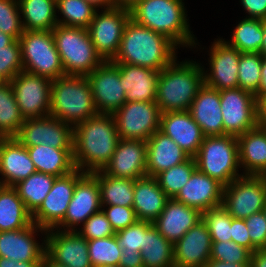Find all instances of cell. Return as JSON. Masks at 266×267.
Instances as JSON below:
<instances>
[{
    "mask_svg": "<svg viewBox=\"0 0 266 267\" xmlns=\"http://www.w3.org/2000/svg\"><path fill=\"white\" fill-rule=\"evenodd\" d=\"M119 140L112 114H98L77 123L73 127V160L76 169L84 173L103 170Z\"/></svg>",
    "mask_w": 266,
    "mask_h": 267,
    "instance_id": "cell-1",
    "label": "cell"
},
{
    "mask_svg": "<svg viewBox=\"0 0 266 267\" xmlns=\"http://www.w3.org/2000/svg\"><path fill=\"white\" fill-rule=\"evenodd\" d=\"M177 46L166 36L137 24L127 22L119 50L112 62L127 63L161 71L177 56Z\"/></svg>",
    "mask_w": 266,
    "mask_h": 267,
    "instance_id": "cell-2",
    "label": "cell"
},
{
    "mask_svg": "<svg viewBox=\"0 0 266 267\" xmlns=\"http://www.w3.org/2000/svg\"><path fill=\"white\" fill-rule=\"evenodd\" d=\"M175 58L159 73L156 104L160 112L189 111L199 89L204 85V67L195 61Z\"/></svg>",
    "mask_w": 266,
    "mask_h": 267,
    "instance_id": "cell-3",
    "label": "cell"
},
{
    "mask_svg": "<svg viewBox=\"0 0 266 267\" xmlns=\"http://www.w3.org/2000/svg\"><path fill=\"white\" fill-rule=\"evenodd\" d=\"M182 0H140L130 9L137 24L160 33L176 46H195ZM180 45V46H179Z\"/></svg>",
    "mask_w": 266,
    "mask_h": 267,
    "instance_id": "cell-4",
    "label": "cell"
},
{
    "mask_svg": "<svg viewBox=\"0 0 266 267\" xmlns=\"http://www.w3.org/2000/svg\"><path fill=\"white\" fill-rule=\"evenodd\" d=\"M98 114L86 76L65 75L52 80L50 116L74 127Z\"/></svg>",
    "mask_w": 266,
    "mask_h": 267,
    "instance_id": "cell-5",
    "label": "cell"
},
{
    "mask_svg": "<svg viewBox=\"0 0 266 267\" xmlns=\"http://www.w3.org/2000/svg\"><path fill=\"white\" fill-rule=\"evenodd\" d=\"M52 34L66 75L87 76L103 62L87 28L57 24Z\"/></svg>",
    "mask_w": 266,
    "mask_h": 267,
    "instance_id": "cell-6",
    "label": "cell"
},
{
    "mask_svg": "<svg viewBox=\"0 0 266 267\" xmlns=\"http://www.w3.org/2000/svg\"><path fill=\"white\" fill-rule=\"evenodd\" d=\"M197 169L223 186L239 175L238 140L233 135L205 136L194 157Z\"/></svg>",
    "mask_w": 266,
    "mask_h": 267,
    "instance_id": "cell-7",
    "label": "cell"
},
{
    "mask_svg": "<svg viewBox=\"0 0 266 267\" xmlns=\"http://www.w3.org/2000/svg\"><path fill=\"white\" fill-rule=\"evenodd\" d=\"M19 41L24 71L50 80L66 75L52 31L24 30Z\"/></svg>",
    "mask_w": 266,
    "mask_h": 267,
    "instance_id": "cell-8",
    "label": "cell"
},
{
    "mask_svg": "<svg viewBox=\"0 0 266 267\" xmlns=\"http://www.w3.org/2000/svg\"><path fill=\"white\" fill-rule=\"evenodd\" d=\"M266 205V176L243 175L223 188L222 207L232 218L246 219Z\"/></svg>",
    "mask_w": 266,
    "mask_h": 267,
    "instance_id": "cell-9",
    "label": "cell"
},
{
    "mask_svg": "<svg viewBox=\"0 0 266 267\" xmlns=\"http://www.w3.org/2000/svg\"><path fill=\"white\" fill-rule=\"evenodd\" d=\"M120 139L147 141L160 129V108L156 102H125L113 114Z\"/></svg>",
    "mask_w": 266,
    "mask_h": 267,
    "instance_id": "cell-10",
    "label": "cell"
},
{
    "mask_svg": "<svg viewBox=\"0 0 266 267\" xmlns=\"http://www.w3.org/2000/svg\"><path fill=\"white\" fill-rule=\"evenodd\" d=\"M224 135L239 136L258 125L257 98L241 88L220 91Z\"/></svg>",
    "mask_w": 266,
    "mask_h": 267,
    "instance_id": "cell-11",
    "label": "cell"
},
{
    "mask_svg": "<svg viewBox=\"0 0 266 267\" xmlns=\"http://www.w3.org/2000/svg\"><path fill=\"white\" fill-rule=\"evenodd\" d=\"M101 11L102 13L96 11L87 29L97 54L103 61H112L119 50L123 31L131 14L129 9L119 7Z\"/></svg>",
    "mask_w": 266,
    "mask_h": 267,
    "instance_id": "cell-12",
    "label": "cell"
},
{
    "mask_svg": "<svg viewBox=\"0 0 266 267\" xmlns=\"http://www.w3.org/2000/svg\"><path fill=\"white\" fill-rule=\"evenodd\" d=\"M10 83L24 119L50 115L52 80L22 70Z\"/></svg>",
    "mask_w": 266,
    "mask_h": 267,
    "instance_id": "cell-13",
    "label": "cell"
},
{
    "mask_svg": "<svg viewBox=\"0 0 266 267\" xmlns=\"http://www.w3.org/2000/svg\"><path fill=\"white\" fill-rule=\"evenodd\" d=\"M14 138L25 147L49 145L57 149H73V126L50 115L28 118Z\"/></svg>",
    "mask_w": 266,
    "mask_h": 267,
    "instance_id": "cell-14",
    "label": "cell"
},
{
    "mask_svg": "<svg viewBox=\"0 0 266 267\" xmlns=\"http://www.w3.org/2000/svg\"><path fill=\"white\" fill-rule=\"evenodd\" d=\"M86 77L99 114H113L126 102L123 77L114 62L103 61Z\"/></svg>",
    "mask_w": 266,
    "mask_h": 267,
    "instance_id": "cell-15",
    "label": "cell"
},
{
    "mask_svg": "<svg viewBox=\"0 0 266 267\" xmlns=\"http://www.w3.org/2000/svg\"><path fill=\"white\" fill-rule=\"evenodd\" d=\"M83 174V171L75 169L65 176L56 177L50 192L32 214L33 223L46 231L56 228L63 221L77 180Z\"/></svg>",
    "mask_w": 266,
    "mask_h": 267,
    "instance_id": "cell-16",
    "label": "cell"
},
{
    "mask_svg": "<svg viewBox=\"0 0 266 267\" xmlns=\"http://www.w3.org/2000/svg\"><path fill=\"white\" fill-rule=\"evenodd\" d=\"M101 209L98 180L92 173H84L77 180L63 221L55 229L66 227L64 231H77L76 225L83 224Z\"/></svg>",
    "mask_w": 266,
    "mask_h": 267,
    "instance_id": "cell-17",
    "label": "cell"
},
{
    "mask_svg": "<svg viewBox=\"0 0 266 267\" xmlns=\"http://www.w3.org/2000/svg\"><path fill=\"white\" fill-rule=\"evenodd\" d=\"M61 229H55L56 232L54 229L47 231L43 241L46 244V254L66 267H93L89 259L87 240L76 230Z\"/></svg>",
    "mask_w": 266,
    "mask_h": 267,
    "instance_id": "cell-18",
    "label": "cell"
},
{
    "mask_svg": "<svg viewBox=\"0 0 266 267\" xmlns=\"http://www.w3.org/2000/svg\"><path fill=\"white\" fill-rule=\"evenodd\" d=\"M102 171L109 176L131 180L147 176L146 141L120 139Z\"/></svg>",
    "mask_w": 266,
    "mask_h": 267,
    "instance_id": "cell-19",
    "label": "cell"
},
{
    "mask_svg": "<svg viewBox=\"0 0 266 267\" xmlns=\"http://www.w3.org/2000/svg\"><path fill=\"white\" fill-rule=\"evenodd\" d=\"M210 73L204 72V84L216 90L238 88V65L241 52L217 39L210 48Z\"/></svg>",
    "mask_w": 266,
    "mask_h": 267,
    "instance_id": "cell-20",
    "label": "cell"
},
{
    "mask_svg": "<svg viewBox=\"0 0 266 267\" xmlns=\"http://www.w3.org/2000/svg\"><path fill=\"white\" fill-rule=\"evenodd\" d=\"M212 241L201 219L174 245V267H204L210 261Z\"/></svg>",
    "mask_w": 266,
    "mask_h": 267,
    "instance_id": "cell-21",
    "label": "cell"
},
{
    "mask_svg": "<svg viewBox=\"0 0 266 267\" xmlns=\"http://www.w3.org/2000/svg\"><path fill=\"white\" fill-rule=\"evenodd\" d=\"M39 231L47 233L35 223L24 229L0 232V257L20 262H41L46 254V244L36 242L34 234Z\"/></svg>",
    "mask_w": 266,
    "mask_h": 267,
    "instance_id": "cell-22",
    "label": "cell"
},
{
    "mask_svg": "<svg viewBox=\"0 0 266 267\" xmlns=\"http://www.w3.org/2000/svg\"><path fill=\"white\" fill-rule=\"evenodd\" d=\"M224 186L196 169L175 199L204 213L222 205Z\"/></svg>",
    "mask_w": 266,
    "mask_h": 267,
    "instance_id": "cell-23",
    "label": "cell"
},
{
    "mask_svg": "<svg viewBox=\"0 0 266 267\" xmlns=\"http://www.w3.org/2000/svg\"><path fill=\"white\" fill-rule=\"evenodd\" d=\"M159 130L193 158L198 153L205 137L189 111L161 113Z\"/></svg>",
    "mask_w": 266,
    "mask_h": 267,
    "instance_id": "cell-24",
    "label": "cell"
},
{
    "mask_svg": "<svg viewBox=\"0 0 266 267\" xmlns=\"http://www.w3.org/2000/svg\"><path fill=\"white\" fill-rule=\"evenodd\" d=\"M37 172L27 147L15 138H0V174L3 186L13 187Z\"/></svg>",
    "mask_w": 266,
    "mask_h": 267,
    "instance_id": "cell-25",
    "label": "cell"
},
{
    "mask_svg": "<svg viewBox=\"0 0 266 267\" xmlns=\"http://www.w3.org/2000/svg\"><path fill=\"white\" fill-rule=\"evenodd\" d=\"M202 213L175 198H169L164 210L153 222V226L173 245L197 222Z\"/></svg>",
    "mask_w": 266,
    "mask_h": 267,
    "instance_id": "cell-26",
    "label": "cell"
},
{
    "mask_svg": "<svg viewBox=\"0 0 266 267\" xmlns=\"http://www.w3.org/2000/svg\"><path fill=\"white\" fill-rule=\"evenodd\" d=\"M220 107V91L204 84L189 108L192 118L200 126L204 136L224 135Z\"/></svg>",
    "mask_w": 266,
    "mask_h": 267,
    "instance_id": "cell-27",
    "label": "cell"
},
{
    "mask_svg": "<svg viewBox=\"0 0 266 267\" xmlns=\"http://www.w3.org/2000/svg\"><path fill=\"white\" fill-rule=\"evenodd\" d=\"M114 63L117 65L120 75L123 77L126 102H156L157 83L160 71L127 63Z\"/></svg>",
    "mask_w": 266,
    "mask_h": 267,
    "instance_id": "cell-28",
    "label": "cell"
},
{
    "mask_svg": "<svg viewBox=\"0 0 266 267\" xmlns=\"http://www.w3.org/2000/svg\"><path fill=\"white\" fill-rule=\"evenodd\" d=\"M146 143L147 176L156 177L161 172L190 158L175 141L160 130H157Z\"/></svg>",
    "mask_w": 266,
    "mask_h": 267,
    "instance_id": "cell-29",
    "label": "cell"
},
{
    "mask_svg": "<svg viewBox=\"0 0 266 267\" xmlns=\"http://www.w3.org/2000/svg\"><path fill=\"white\" fill-rule=\"evenodd\" d=\"M132 208L138 220L154 222L164 210L169 197L160 188L156 177L144 176L134 181Z\"/></svg>",
    "mask_w": 266,
    "mask_h": 267,
    "instance_id": "cell-30",
    "label": "cell"
},
{
    "mask_svg": "<svg viewBox=\"0 0 266 267\" xmlns=\"http://www.w3.org/2000/svg\"><path fill=\"white\" fill-rule=\"evenodd\" d=\"M239 165L245 169L243 175L266 176V134L257 125L237 136Z\"/></svg>",
    "mask_w": 266,
    "mask_h": 267,
    "instance_id": "cell-31",
    "label": "cell"
},
{
    "mask_svg": "<svg viewBox=\"0 0 266 267\" xmlns=\"http://www.w3.org/2000/svg\"><path fill=\"white\" fill-rule=\"evenodd\" d=\"M27 150L37 172L61 177L76 169L73 149H57L49 145H38L27 147Z\"/></svg>",
    "mask_w": 266,
    "mask_h": 267,
    "instance_id": "cell-32",
    "label": "cell"
},
{
    "mask_svg": "<svg viewBox=\"0 0 266 267\" xmlns=\"http://www.w3.org/2000/svg\"><path fill=\"white\" fill-rule=\"evenodd\" d=\"M33 224L32 214L13 187L0 188V232L24 229Z\"/></svg>",
    "mask_w": 266,
    "mask_h": 267,
    "instance_id": "cell-33",
    "label": "cell"
},
{
    "mask_svg": "<svg viewBox=\"0 0 266 267\" xmlns=\"http://www.w3.org/2000/svg\"><path fill=\"white\" fill-rule=\"evenodd\" d=\"M24 30L52 31L58 24L56 0H18Z\"/></svg>",
    "mask_w": 266,
    "mask_h": 267,
    "instance_id": "cell-34",
    "label": "cell"
},
{
    "mask_svg": "<svg viewBox=\"0 0 266 267\" xmlns=\"http://www.w3.org/2000/svg\"><path fill=\"white\" fill-rule=\"evenodd\" d=\"M92 174L98 180L102 208L104 205L133 206L135 180L109 176L102 170Z\"/></svg>",
    "mask_w": 266,
    "mask_h": 267,
    "instance_id": "cell-35",
    "label": "cell"
},
{
    "mask_svg": "<svg viewBox=\"0 0 266 267\" xmlns=\"http://www.w3.org/2000/svg\"><path fill=\"white\" fill-rule=\"evenodd\" d=\"M141 257L144 267H174L173 244L152 226L144 234Z\"/></svg>",
    "mask_w": 266,
    "mask_h": 267,
    "instance_id": "cell-36",
    "label": "cell"
},
{
    "mask_svg": "<svg viewBox=\"0 0 266 267\" xmlns=\"http://www.w3.org/2000/svg\"><path fill=\"white\" fill-rule=\"evenodd\" d=\"M55 178L53 175L35 172L13 186L31 214L40 207L53 187Z\"/></svg>",
    "mask_w": 266,
    "mask_h": 267,
    "instance_id": "cell-37",
    "label": "cell"
},
{
    "mask_svg": "<svg viewBox=\"0 0 266 267\" xmlns=\"http://www.w3.org/2000/svg\"><path fill=\"white\" fill-rule=\"evenodd\" d=\"M12 85L5 81L0 85V138H14L24 122Z\"/></svg>",
    "mask_w": 266,
    "mask_h": 267,
    "instance_id": "cell-38",
    "label": "cell"
},
{
    "mask_svg": "<svg viewBox=\"0 0 266 267\" xmlns=\"http://www.w3.org/2000/svg\"><path fill=\"white\" fill-rule=\"evenodd\" d=\"M232 40L225 41L241 53H260L262 45V19L249 16L238 23L232 33Z\"/></svg>",
    "mask_w": 266,
    "mask_h": 267,
    "instance_id": "cell-39",
    "label": "cell"
},
{
    "mask_svg": "<svg viewBox=\"0 0 266 267\" xmlns=\"http://www.w3.org/2000/svg\"><path fill=\"white\" fill-rule=\"evenodd\" d=\"M56 9L63 15L58 25L88 28L94 19L96 8L85 0H56Z\"/></svg>",
    "mask_w": 266,
    "mask_h": 267,
    "instance_id": "cell-40",
    "label": "cell"
},
{
    "mask_svg": "<svg viewBox=\"0 0 266 267\" xmlns=\"http://www.w3.org/2000/svg\"><path fill=\"white\" fill-rule=\"evenodd\" d=\"M197 169L193 157L183 163L173 166L156 176L160 188L169 198H175Z\"/></svg>",
    "mask_w": 266,
    "mask_h": 267,
    "instance_id": "cell-41",
    "label": "cell"
},
{
    "mask_svg": "<svg viewBox=\"0 0 266 267\" xmlns=\"http://www.w3.org/2000/svg\"><path fill=\"white\" fill-rule=\"evenodd\" d=\"M90 263L93 267L119 265L122 248L114 236L87 240Z\"/></svg>",
    "mask_w": 266,
    "mask_h": 267,
    "instance_id": "cell-42",
    "label": "cell"
},
{
    "mask_svg": "<svg viewBox=\"0 0 266 267\" xmlns=\"http://www.w3.org/2000/svg\"><path fill=\"white\" fill-rule=\"evenodd\" d=\"M261 66L260 53H241L238 65V87L255 94L261 80Z\"/></svg>",
    "mask_w": 266,
    "mask_h": 267,
    "instance_id": "cell-43",
    "label": "cell"
},
{
    "mask_svg": "<svg viewBox=\"0 0 266 267\" xmlns=\"http://www.w3.org/2000/svg\"><path fill=\"white\" fill-rule=\"evenodd\" d=\"M212 242L231 241V216L221 206L211 208L202 213Z\"/></svg>",
    "mask_w": 266,
    "mask_h": 267,
    "instance_id": "cell-44",
    "label": "cell"
},
{
    "mask_svg": "<svg viewBox=\"0 0 266 267\" xmlns=\"http://www.w3.org/2000/svg\"><path fill=\"white\" fill-rule=\"evenodd\" d=\"M252 252L231 241L212 242L210 260L226 263L250 264Z\"/></svg>",
    "mask_w": 266,
    "mask_h": 267,
    "instance_id": "cell-45",
    "label": "cell"
},
{
    "mask_svg": "<svg viewBox=\"0 0 266 267\" xmlns=\"http://www.w3.org/2000/svg\"><path fill=\"white\" fill-rule=\"evenodd\" d=\"M18 0H0V30L19 40L24 32Z\"/></svg>",
    "mask_w": 266,
    "mask_h": 267,
    "instance_id": "cell-46",
    "label": "cell"
},
{
    "mask_svg": "<svg viewBox=\"0 0 266 267\" xmlns=\"http://www.w3.org/2000/svg\"><path fill=\"white\" fill-rule=\"evenodd\" d=\"M152 226V222L137 220L131 226L115 233L118 245L128 252H141L144 248V234Z\"/></svg>",
    "mask_w": 266,
    "mask_h": 267,
    "instance_id": "cell-47",
    "label": "cell"
},
{
    "mask_svg": "<svg viewBox=\"0 0 266 267\" xmlns=\"http://www.w3.org/2000/svg\"><path fill=\"white\" fill-rule=\"evenodd\" d=\"M22 70L20 41L14 40L10 45L0 48V76L10 82Z\"/></svg>",
    "mask_w": 266,
    "mask_h": 267,
    "instance_id": "cell-48",
    "label": "cell"
},
{
    "mask_svg": "<svg viewBox=\"0 0 266 267\" xmlns=\"http://www.w3.org/2000/svg\"><path fill=\"white\" fill-rule=\"evenodd\" d=\"M77 232L86 240L105 238L115 235V231L102 209L91 215L83 223V229L81 228V230L79 229Z\"/></svg>",
    "mask_w": 266,
    "mask_h": 267,
    "instance_id": "cell-49",
    "label": "cell"
},
{
    "mask_svg": "<svg viewBox=\"0 0 266 267\" xmlns=\"http://www.w3.org/2000/svg\"><path fill=\"white\" fill-rule=\"evenodd\" d=\"M106 207H108L106 210H102L111 223L115 233L131 226L138 220L132 207L119 205H106Z\"/></svg>",
    "mask_w": 266,
    "mask_h": 267,
    "instance_id": "cell-50",
    "label": "cell"
},
{
    "mask_svg": "<svg viewBox=\"0 0 266 267\" xmlns=\"http://www.w3.org/2000/svg\"><path fill=\"white\" fill-rule=\"evenodd\" d=\"M251 242L258 248H266V218L263 211L245 219Z\"/></svg>",
    "mask_w": 266,
    "mask_h": 267,
    "instance_id": "cell-51",
    "label": "cell"
},
{
    "mask_svg": "<svg viewBox=\"0 0 266 267\" xmlns=\"http://www.w3.org/2000/svg\"><path fill=\"white\" fill-rule=\"evenodd\" d=\"M231 240L238 245L244 246L252 253L258 249L250 239L244 219L231 217Z\"/></svg>",
    "mask_w": 266,
    "mask_h": 267,
    "instance_id": "cell-52",
    "label": "cell"
},
{
    "mask_svg": "<svg viewBox=\"0 0 266 267\" xmlns=\"http://www.w3.org/2000/svg\"><path fill=\"white\" fill-rule=\"evenodd\" d=\"M250 18L266 19V0H241Z\"/></svg>",
    "mask_w": 266,
    "mask_h": 267,
    "instance_id": "cell-53",
    "label": "cell"
},
{
    "mask_svg": "<svg viewBox=\"0 0 266 267\" xmlns=\"http://www.w3.org/2000/svg\"><path fill=\"white\" fill-rule=\"evenodd\" d=\"M120 267H144L141 252H128L126 249L122 250V256L119 262Z\"/></svg>",
    "mask_w": 266,
    "mask_h": 267,
    "instance_id": "cell-54",
    "label": "cell"
},
{
    "mask_svg": "<svg viewBox=\"0 0 266 267\" xmlns=\"http://www.w3.org/2000/svg\"><path fill=\"white\" fill-rule=\"evenodd\" d=\"M41 262H24L0 257V267H40Z\"/></svg>",
    "mask_w": 266,
    "mask_h": 267,
    "instance_id": "cell-55",
    "label": "cell"
},
{
    "mask_svg": "<svg viewBox=\"0 0 266 267\" xmlns=\"http://www.w3.org/2000/svg\"><path fill=\"white\" fill-rule=\"evenodd\" d=\"M251 267H266V248L256 249L251 255Z\"/></svg>",
    "mask_w": 266,
    "mask_h": 267,
    "instance_id": "cell-56",
    "label": "cell"
},
{
    "mask_svg": "<svg viewBox=\"0 0 266 267\" xmlns=\"http://www.w3.org/2000/svg\"><path fill=\"white\" fill-rule=\"evenodd\" d=\"M265 93H266V56H262L261 80L258 91L254 95L258 99Z\"/></svg>",
    "mask_w": 266,
    "mask_h": 267,
    "instance_id": "cell-57",
    "label": "cell"
},
{
    "mask_svg": "<svg viewBox=\"0 0 266 267\" xmlns=\"http://www.w3.org/2000/svg\"><path fill=\"white\" fill-rule=\"evenodd\" d=\"M258 123H266V93L257 99Z\"/></svg>",
    "mask_w": 266,
    "mask_h": 267,
    "instance_id": "cell-58",
    "label": "cell"
},
{
    "mask_svg": "<svg viewBox=\"0 0 266 267\" xmlns=\"http://www.w3.org/2000/svg\"><path fill=\"white\" fill-rule=\"evenodd\" d=\"M204 267H251V264H235L210 260Z\"/></svg>",
    "mask_w": 266,
    "mask_h": 267,
    "instance_id": "cell-59",
    "label": "cell"
},
{
    "mask_svg": "<svg viewBox=\"0 0 266 267\" xmlns=\"http://www.w3.org/2000/svg\"><path fill=\"white\" fill-rule=\"evenodd\" d=\"M140 0H112L113 7L131 9Z\"/></svg>",
    "mask_w": 266,
    "mask_h": 267,
    "instance_id": "cell-60",
    "label": "cell"
},
{
    "mask_svg": "<svg viewBox=\"0 0 266 267\" xmlns=\"http://www.w3.org/2000/svg\"><path fill=\"white\" fill-rule=\"evenodd\" d=\"M97 8L109 9L113 7L112 0H85Z\"/></svg>",
    "mask_w": 266,
    "mask_h": 267,
    "instance_id": "cell-61",
    "label": "cell"
},
{
    "mask_svg": "<svg viewBox=\"0 0 266 267\" xmlns=\"http://www.w3.org/2000/svg\"><path fill=\"white\" fill-rule=\"evenodd\" d=\"M40 267H66L53 261L47 254L44 255Z\"/></svg>",
    "mask_w": 266,
    "mask_h": 267,
    "instance_id": "cell-62",
    "label": "cell"
},
{
    "mask_svg": "<svg viewBox=\"0 0 266 267\" xmlns=\"http://www.w3.org/2000/svg\"><path fill=\"white\" fill-rule=\"evenodd\" d=\"M15 39L0 30V48L10 45Z\"/></svg>",
    "mask_w": 266,
    "mask_h": 267,
    "instance_id": "cell-63",
    "label": "cell"
},
{
    "mask_svg": "<svg viewBox=\"0 0 266 267\" xmlns=\"http://www.w3.org/2000/svg\"><path fill=\"white\" fill-rule=\"evenodd\" d=\"M262 31H263V39H262V45L260 48V54L262 56H266V19L262 20Z\"/></svg>",
    "mask_w": 266,
    "mask_h": 267,
    "instance_id": "cell-64",
    "label": "cell"
},
{
    "mask_svg": "<svg viewBox=\"0 0 266 267\" xmlns=\"http://www.w3.org/2000/svg\"><path fill=\"white\" fill-rule=\"evenodd\" d=\"M258 125L262 128V130L265 132L266 134V123H258Z\"/></svg>",
    "mask_w": 266,
    "mask_h": 267,
    "instance_id": "cell-65",
    "label": "cell"
},
{
    "mask_svg": "<svg viewBox=\"0 0 266 267\" xmlns=\"http://www.w3.org/2000/svg\"><path fill=\"white\" fill-rule=\"evenodd\" d=\"M99 267H120L119 265H105V266H99Z\"/></svg>",
    "mask_w": 266,
    "mask_h": 267,
    "instance_id": "cell-66",
    "label": "cell"
},
{
    "mask_svg": "<svg viewBox=\"0 0 266 267\" xmlns=\"http://www.w3.org/2000/svg\"><path fill=\"white\" fill-rule=\"evenodd\" d=\"M5 82V80L0 76V85L2 84V83H4Z\"/></svg>",
    "mask_w": 266,
    "mask_h": 267,
    "instance_id": "cell-67",
    "label": "cell"
},
{
    "mask_svg": "<svg viewBox=\"0 0 266 267\" xmlns=\"http://www.w3.org/2000/svg\"><path fill=\"white\" fill-rule=\"evenodd\" d=\"M262 211H263V213L265 215V218H266V205H265V207H264V209Z\"/></svg>",
    "mask_w": 266,
    "mask_h": 267,
    "instance_id": "cell-68",
    "label": "cell"
}]
</instances>
